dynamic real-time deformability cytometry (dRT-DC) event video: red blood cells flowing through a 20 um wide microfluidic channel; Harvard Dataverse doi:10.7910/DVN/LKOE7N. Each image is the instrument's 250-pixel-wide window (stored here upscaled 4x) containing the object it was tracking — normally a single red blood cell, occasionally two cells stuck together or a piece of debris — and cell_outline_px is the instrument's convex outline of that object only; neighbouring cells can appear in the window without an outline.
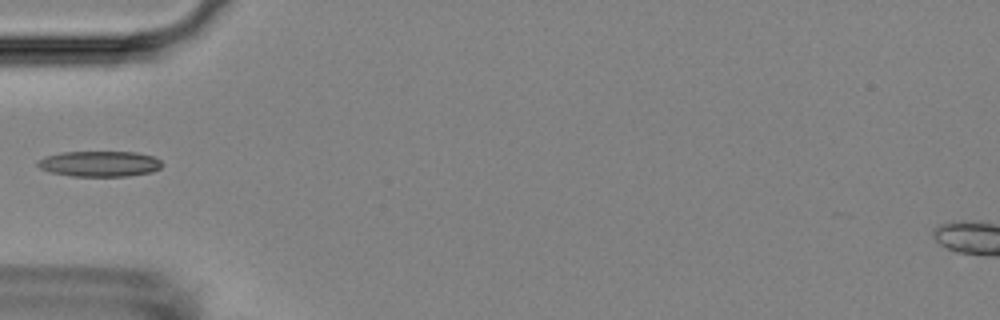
{"species": "Egyptian fruit bat (a non-hibernating species)", "species_latin": "Rousettus aegyptiacus", "temperature_condition": "room temperature", "stored_images_in_passage": 37, "camera_frame_rate_fps": 3000, "um_per_image_px": 0.085, "animal": {"sex": "female"}, "frame": {"image": 1, "passage_image": 1, "time_ms": 0.0, "image_size_px": [1000, 320], "cell_outline_px": [[164, 164], [160, 168], [152, 172], [128, 176], [72, 176], [48, 172], [40, 168], [36, 164], [36, 160], [44, 156], [60, 152], [136, 152], [152, 156], [160, 160]], "centroid_in_image_um": [8.43, 13.92], "position_along_channel_um": 76.6, "area_um2": 18.79}}
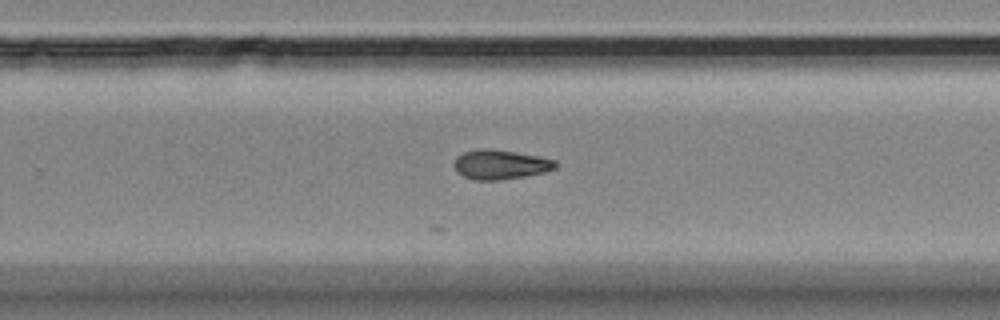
{"frame": {"image": 2, "passage_image": 18, "time_ms": 5.667, "image_size_px": [1000, 320], "cell_outline_px": [[556, 168], [544, 172], [524, 176], [500, 180], [472, 180], [456, 172], [452, 164], [456, 156], [464, 152], [476, 148], [488, 148], [536, 156], [556, 160]], "centroid_in_image_um": [42.46, 13.99], "position_along_channel_um": 287.3, "area_um2": 17.46}}
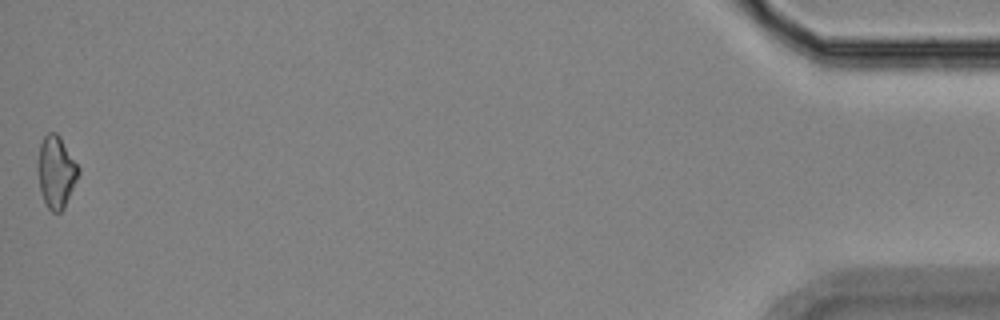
{"frame": {"image": 3, "passage_image": 37, "time_ms": 12.0, "image_size_px": [1000, 320], "cell_outline_px": [[80, 172], [64, 208], [60, 212], [52, 212], [48, 208], [40, 192], [36, 168], [36, 164], [40, 144], [44, 136], [48, 132], [56, 132], [60, 136], [80, 168]], "centroid_in_image_um": [4.75, 14.59], "position_along_channel_um": 430.5, "area_um2": 17.28}}